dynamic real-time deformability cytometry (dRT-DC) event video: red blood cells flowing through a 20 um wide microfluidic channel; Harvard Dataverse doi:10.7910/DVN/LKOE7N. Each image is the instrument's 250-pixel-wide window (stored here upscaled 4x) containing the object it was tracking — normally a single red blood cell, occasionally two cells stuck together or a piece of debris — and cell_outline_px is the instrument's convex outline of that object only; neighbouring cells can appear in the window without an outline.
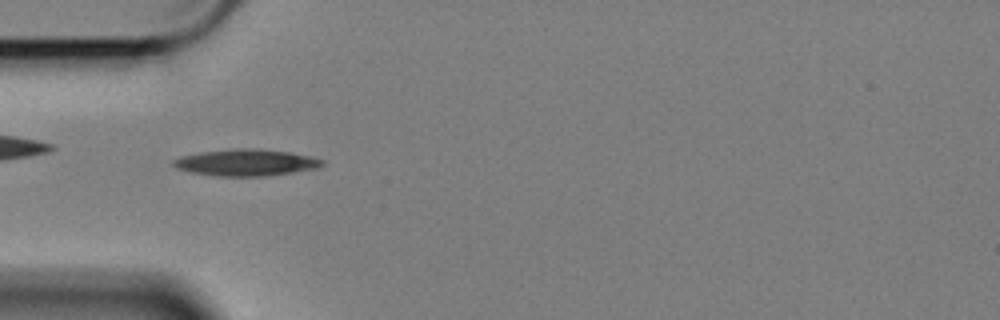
{"species": "Egyptian fruit bat (a non-hibernating species)", "species_latin": "Rousettus aegyptiacus", "temperature_condition": "cold", "stored_images_in_passage": 58, "camera_frame_rate_fps": 3000, "um_per_image_px": 0.085, "animal": {"sex": "female"}, "frame": {"image": 1, "passage_image": 17, "time_ms": 5.333, "image_size_px": [1000, 320], "cell_outline_px": [[324, 164], [316, 168], [292, 172], [264, 176], [216, 176], [192, 172], [176, 168], [172, 164], [172, 160], [180, 156], [200, 152], [236, 148], [256, 148], [288, 152], [312, 156], [324, 160]], "centroid_in_image_um": [20.89, 13.81], "position_along_channel_um": 64.1, "area_um2": 23.06}}
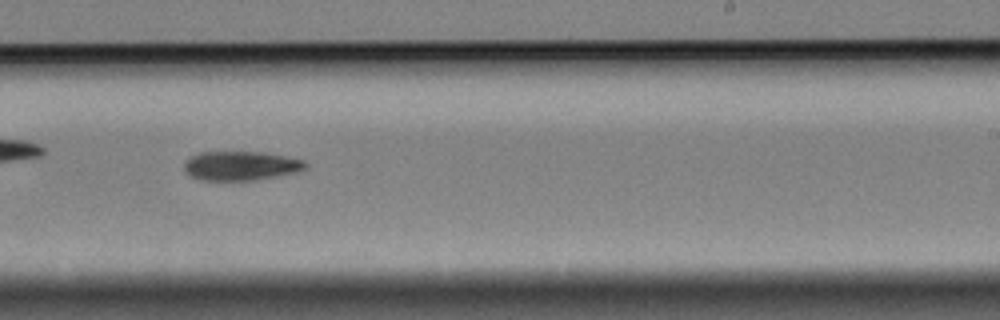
{"frame": {"image": 2, "passage_image": 35, "time_ms": 11.333, "image_size_px": [1000, 320], "cell_outline_px": [[308, 164], [304, 168], [296, 172], [256, 180], [200, 180], [188, 176], [184, 168], [184, 164], [192, 156], [200, 152], [260, 152], [284, 156], [304, 160]], "centroid_in_image_um": [20.44, 14.1], "position_along_channel_um": 268.6, "area_um2": 20.46}}
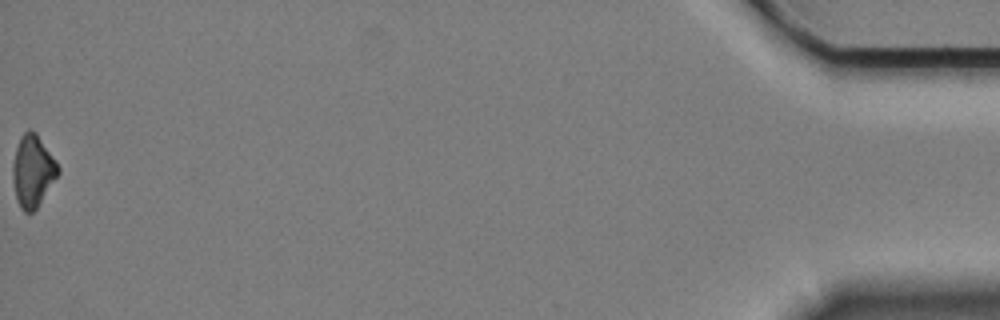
{"frame": {"image": 3, "passage_image": 58, "time_ms": 19.0, "image_size_px": [1000, 320], "cell_outline_px": [[60, 172], [36, 208], [32, 212], [24, 212], [20, 208], [16, 200], [12, 176], [12, 164], [16, 148], [20, 136], [28, 128], [36, 132], [56, 160], [60, 168]], "centroid_in_image_um": [2.77, 14.51], "position_along_channel_um": 432.4, "area_um2": 19.07}, "authors_computed_cell_mechanics": {"area_um2": 21.1548, "velocity_mm_per_s": 3.4118, "shape_relaxation_time_tau1_ms": 3.2309, "shape_relaxation_time_tau2_ms": null, "deformation_change_tau1": 0.0938, "deformation_change_tau2": null}}